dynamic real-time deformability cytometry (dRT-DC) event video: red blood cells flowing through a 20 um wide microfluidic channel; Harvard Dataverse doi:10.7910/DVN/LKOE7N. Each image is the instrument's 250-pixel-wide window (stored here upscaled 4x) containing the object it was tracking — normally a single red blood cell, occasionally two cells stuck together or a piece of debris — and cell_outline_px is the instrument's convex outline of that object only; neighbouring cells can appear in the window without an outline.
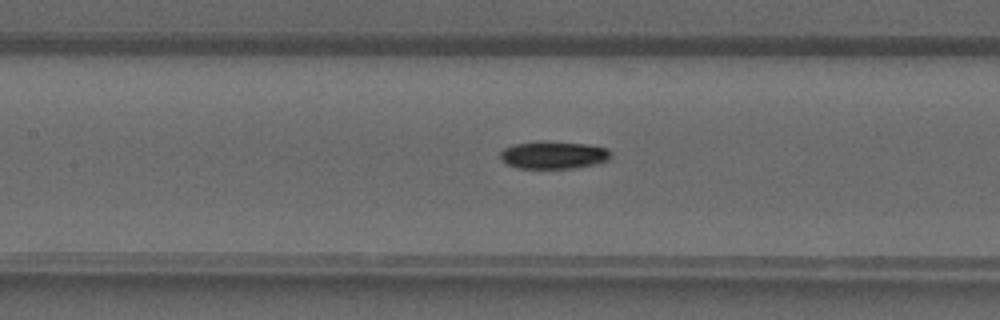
{"species": "common noctule bat (a hibernating species)", "species_latin": "Nyctalus noctula", "temperature_condition": "warm", "stored_images_in_passage": 27, "camera_frame_rate_fps": 3000, "um_per_image_px": 0.085, "animal": {"sex": "male", "forearm_length_mm": 52.5}, "frame": {"image": 1, "passage_image": 9, "time_ms": 2.667, "image_size_px": [1000, 320], "cell_outline_px": [[608, 160], [596, 164], [572, 168], [516, 168], [500, 160], [500, 152], [504, 148], [516, 144], [536, 140], [544, 140], [588, 144], [608, 148]], "centroid_in_image_um": [47.0, 13.16], "position_along_channel_um": 160.4, "area_um2": 17.92}}
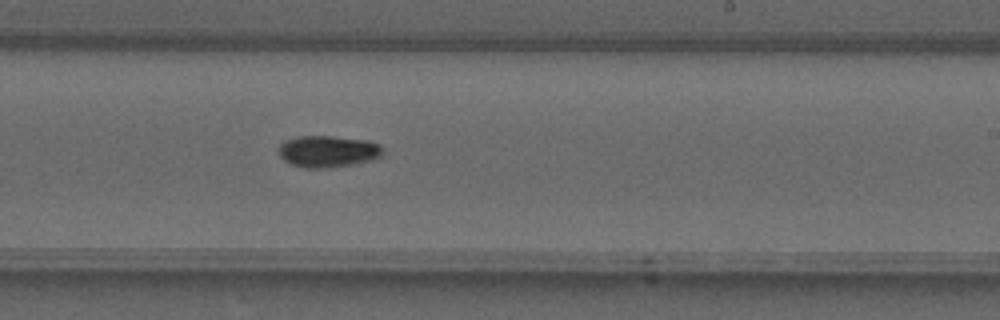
{"frame": {"image": 2, "passage_image": 15, "time_ms": 4.667, "image_size_px": [1000, 320], "cell_outline_px": [[384, 152], [376, 160], [328, 168], [304, 168], [292, 164], [284, 160], [276, 152], [280, 144], [284, 140], [296, 136], [332, 136], [364, 140], [380, 144]], "centroid_in_image_um": [27.85, 12.87], "position_along_channel_um": 261.2, "area_um2": 19.48}}
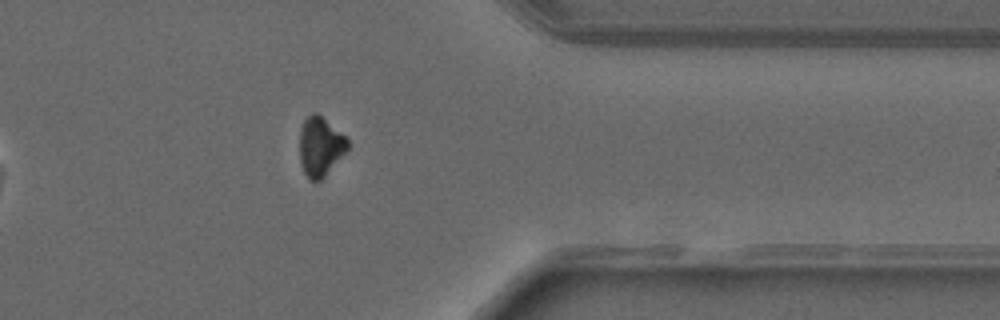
{"frame": {"image": 3, "passage_image": 23, "time_ms": 7.333, "image_size_px": [1000, 320], "cell_outline_px": [[348, 148], [324, 176], [320, 180], [308, 180], [300, 164], [300, 128], [304, 120], [312, 112], [316, 112], [340, 132], [348, 140]], "centroid_in_image_um": [27.19, 12.45], "position_along_channel_um": 384.2, "area_um2": 16.24}}